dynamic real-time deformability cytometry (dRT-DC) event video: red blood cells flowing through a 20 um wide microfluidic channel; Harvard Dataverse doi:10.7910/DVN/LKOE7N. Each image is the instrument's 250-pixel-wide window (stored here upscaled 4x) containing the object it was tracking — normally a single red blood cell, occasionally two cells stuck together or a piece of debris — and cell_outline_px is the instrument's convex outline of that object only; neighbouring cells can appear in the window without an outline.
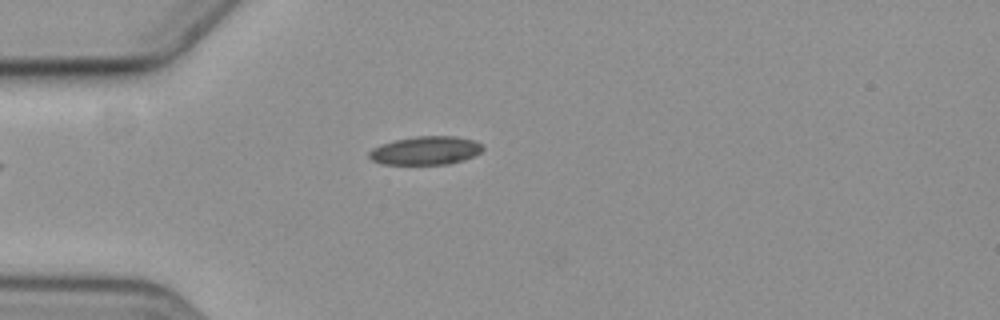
{"species": "common noctule bat (a hibernating species)", "species_latin": "Nyctalus noctula", "temperature_condition": "cold", "stored_images_in_passage": 2, "camera_frame_rate_fps": 3000, "um_per_image_px": 0.085, "animal": {"sex": "female", "body_mass_g": 19.3, "forearm_length_mm": 54.1}, "frame": {"image": 1, "passage_image": 2, "time_ms": 1.333, "image_size_px": [1000, 320], "cell_outline_px": [[484, 148], [480, 152], [464, 160], [448, 164], [380, 164], [372, 160], [368, 156], [368, 152], [372, 148], [380, 144], [396, 140], [416, 136], [452, 136], [476, 140]], "centroid_in_image_um": [36.15, 12.8], "position_along_channel_um": 48.8, "area_um2": 18.84}}